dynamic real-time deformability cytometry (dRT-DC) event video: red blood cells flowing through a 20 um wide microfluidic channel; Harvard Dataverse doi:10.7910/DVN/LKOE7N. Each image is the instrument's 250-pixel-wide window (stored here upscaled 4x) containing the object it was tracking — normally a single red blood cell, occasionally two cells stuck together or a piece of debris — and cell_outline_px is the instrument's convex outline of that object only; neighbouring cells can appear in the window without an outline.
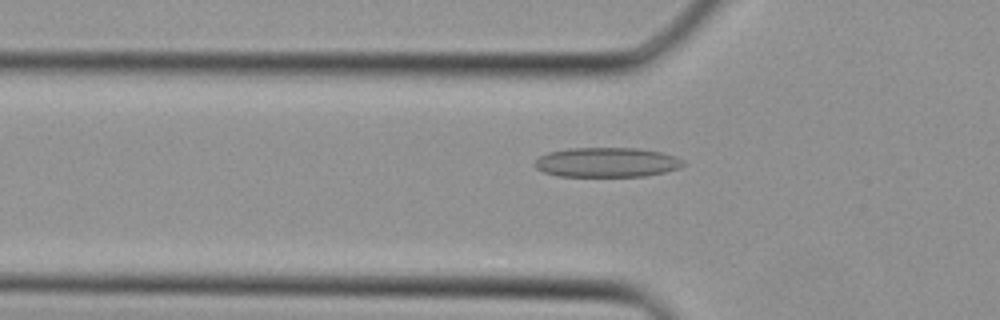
{"species": "Egyptian fruit bat (a non-hibernating species)", "species_latin": "Rousettus aegyptiacus", "temperature_condition": "cold", "stored_images_in_passage": 26, "camera_frame_rate_fps": 3000, "um_per_image_px": 0.085, "animal": {"sex": "female"}, "frame": {"image": 1, "passage_image": 4, "time_ms": 1.0, "image_size_px": [1000, 320], "cell_outline_px": [[684, 164], [680, 168], [664, 172], [644, 176], [560, 176], [544, 172], [536, 168], [532, 164], [540, 156], [548, 152], [568, 148], [636, 148], [660, 152], [676, 156], [684, 160]], "centroid_in_image_um": [51.57, 13.79], "position_along_channel_um": 74.2, "area_um2": 25.66}}
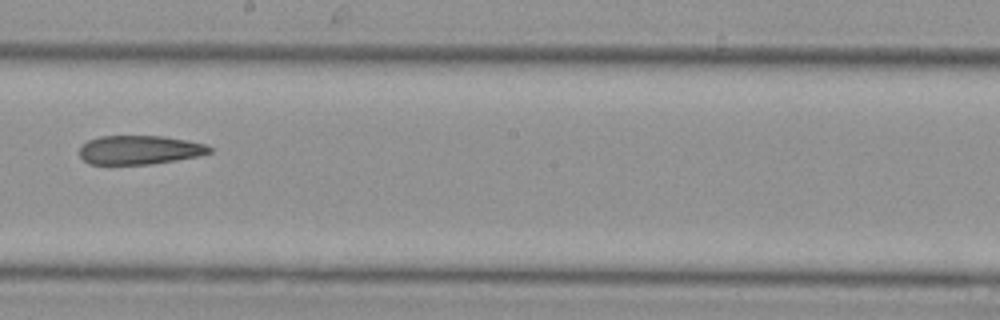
{"frame": {"image": 2, "passage_image": 13, "time_ms": 4.0, "image_size_px": [1000, 320], "cell_outline_px": [[212, 152], [200, 156], [152, 164], [88, 164], [80, 156], [80, 144], [88, 140], [100, 136], [164, 136], [188, 140], [204, 144], [212, 148]], "centroid_in_image_um": [11.86, 12.74], "position_along_channel_um": 236.3, "area_um2": 22.08}}
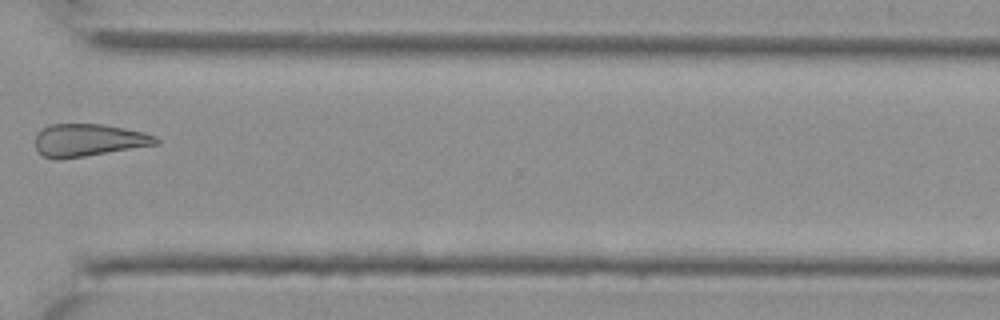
{"frame": {"image": 3, "passage_image": 20, "time_ms": 6.333, "image_size_px": [1000, 320], "cell_outline_px": [[160, 144], [60, 160], [56, 160], [44, 156], [36, 148], [36, 136], [44, 128], [52, 124], [104, 124], [144, 132], [156, 136], [160, 140]], "centroid_in_image_um": [7.57, 11.92], "position_along_channel_um": 363.0, "area_um2": 22.83}}